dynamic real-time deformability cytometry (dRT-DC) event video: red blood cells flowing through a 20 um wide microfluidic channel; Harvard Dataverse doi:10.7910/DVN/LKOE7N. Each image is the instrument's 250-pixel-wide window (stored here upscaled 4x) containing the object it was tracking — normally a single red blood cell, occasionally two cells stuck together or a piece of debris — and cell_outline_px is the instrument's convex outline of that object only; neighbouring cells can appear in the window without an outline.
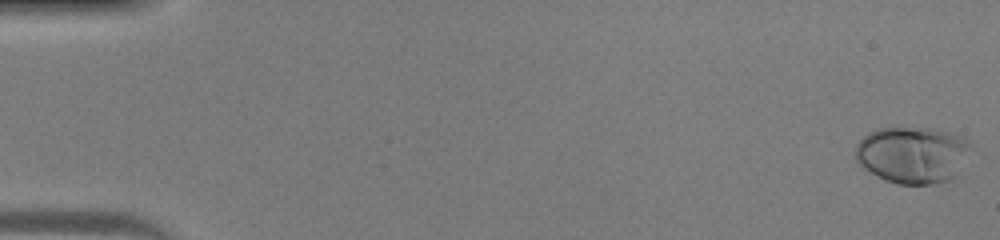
{"species": "human", "species_latin": "Homo sapiens", "temperature_condition": "warm", "stored_images_in_passage": 46, "camera_frame_rate_fps": 3000, "um_per_image_px": 0.085, "donor": {"sex": "male"}, "frame": {"image": 1, "passage_image": 1, "time_ms": 0.0, "image_size_px": [1000, 240], "cell_outline_px": [[972, 144], [956, 176], [952, 180], [932, 184], [896, 184], [876, 176], [864, 168], [856, 160], [856, 144], [868, 132], [876, 128], [936, 128], [960, 136]], "centroid_in_image_um": [77.55, 13.16], "position_along_channel_um": 7.4, "area_um2": 38.21}}
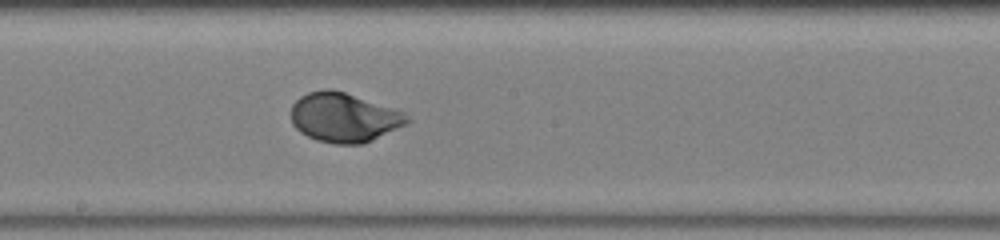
{"frame": {"image": 2, "passage_image": 26, "time_ms": 8.333, "image_size_px": [1000, 240], "cell_outline_px": [[412, 120], [408, 124], [364, 144], [332, 144], [316, 140], [300, 132], [292, 124], [292, 104], [300, 96], [308, 92], [324, 88], [332, 88], [404, 112]], "centroid_in_image_um": [29.24, 9.99], "position_along_channel_um": 219.0, "area_um2": 33.52}}
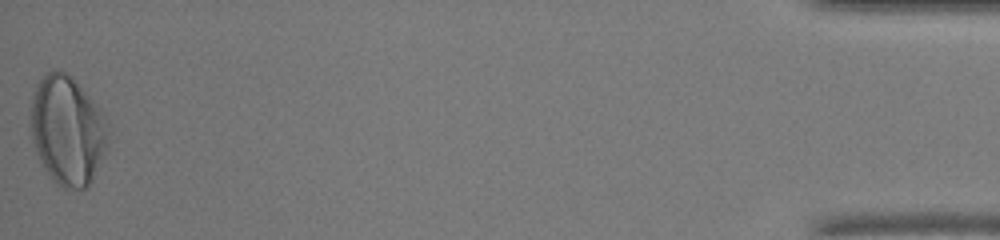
{"frame": {"image": 3, "passage_image": 46, "time_ms": 15.0, "image_size_px": [1000, 240], "cell_outline_px": [[108, 140], [104, 156], [88, 184], [84, 188], [64, 188], [56, 184], [40, 164], [32, 140], [28, 120], [32, 96], [36, 84], [48, 72], [56, 68], [60, 68], [72, 76], [100, 108], [104, 116], [108, 136]], "centroid_in_image_um": [5.68, 11.04], "position_along_channel_um": 429.5, "area_um2": 49.65}}